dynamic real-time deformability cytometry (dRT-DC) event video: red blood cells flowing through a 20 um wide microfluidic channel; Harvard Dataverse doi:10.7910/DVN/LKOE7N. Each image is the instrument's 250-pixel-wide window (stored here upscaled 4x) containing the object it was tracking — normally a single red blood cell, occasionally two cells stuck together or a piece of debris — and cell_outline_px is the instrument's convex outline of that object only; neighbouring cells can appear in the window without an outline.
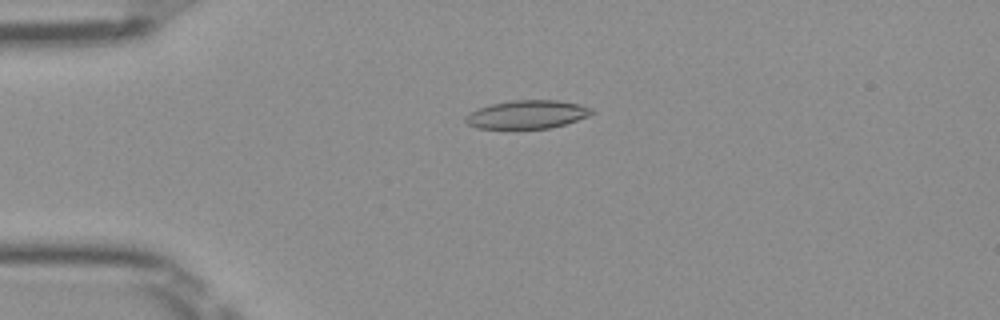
{"species": "Egyptian fruit bat (a non-hibernating species)", "species_latin": "Rousettus aegyptiacus", "temperature_condition": "room temperature", "stored_images_in_passage": 50, "camera_frame_rate_fps": 3000, "um_per_image_px": 0.085, "frame": {"image": 1, "passage_image": 12, "time_ms": 3.667, "image_size_px": [1000, 320], "cell_outline_px": [[596, 112], [588, 116], [564, 124], [548, 128], [476, 128], [468, 124], [464, 120], [464, 116], [480, 108], [492, 104], [512, 100], [556, 100], [580, 104], [592, 108]], "centroid_in_image_um": [44.83, 9.72], "position_along_channel_um": 40.2, "area_um2": 20.63}}
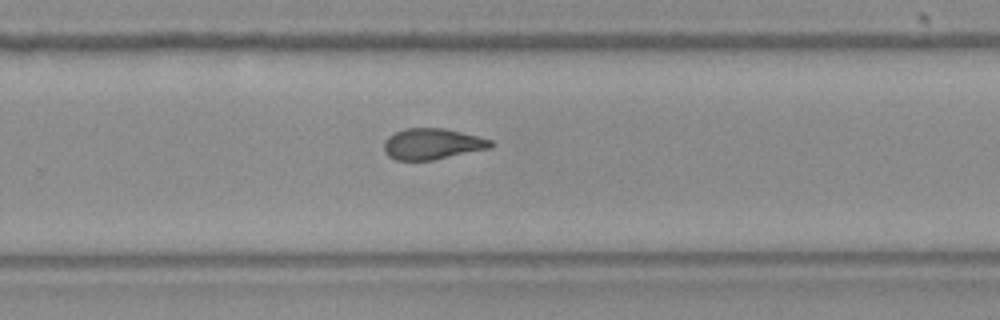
{"frame": {"image": 2, "passage_image": 33, "time_ms": 10.667, "image_size_px": [1000, 320], "cell_outline_px": [[496, 144], [492, 148], [432, 160], [396, 160], [388, 156], [384, 152], [384, 140], [388, 136], [404, 128], [444, 128], [492, 140]], "centroid_in_image_um": [36.74, 12.24], "position_along_channel_um": 293.1, "area_um2": 19.36}}
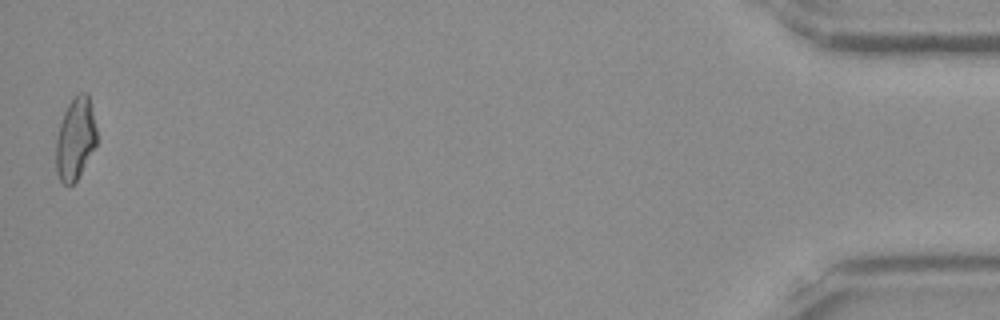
{"frame": {"image": 3, "passage_image": 50, "time_ms": 16.333, "image_size_px": [1000, 320], "cell_outline_px": [[96, 144], [76, 180], [68, 188], [60, 180], [56, 172], [56, 136], [64, 112], [68, 104], [80, 92], [88, 92], [96, 128]], "centroid_in_image_um": [6.39, 11.8], "position_along_channel_um": 428.8, "area_um2": 19.31}, "authors_computed_cell_mechanics": {"area_um2": 20.0277, "velocity_mm_per_s": 4.0234, "shape_relaxation_time_tau1_ms": null, "shape_relaxation_time_tau2_ms": 1.9856, "deformation_change_tau1": null, "deformation_change_tau2": 0.0893}}